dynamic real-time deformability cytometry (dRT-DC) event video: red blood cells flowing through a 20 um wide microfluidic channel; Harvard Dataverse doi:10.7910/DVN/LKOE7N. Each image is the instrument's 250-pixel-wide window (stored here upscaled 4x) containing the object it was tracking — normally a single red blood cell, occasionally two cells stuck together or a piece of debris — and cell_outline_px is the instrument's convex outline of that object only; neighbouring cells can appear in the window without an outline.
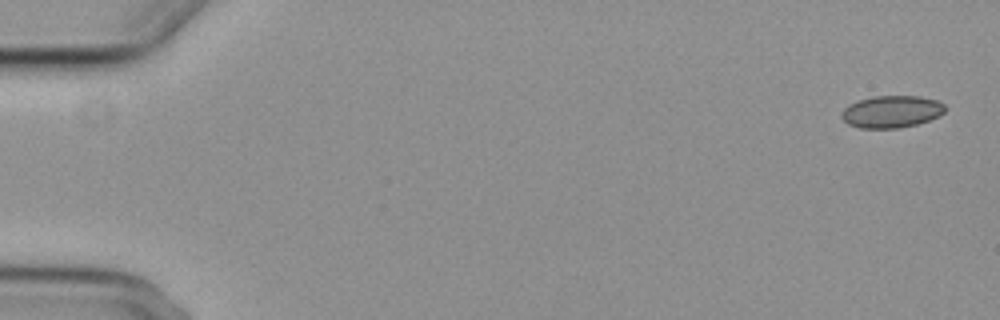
{"species": "common noctule bat (a hibernating species)", "species_latin": "Nyctalus noctula", "temperature_condition": "cold", "stored_images_in_passage": 6, "camera_frame_rate_fps": 3000, "um_per_image_px": 0.085, "animal": {"sex": "female", "body_mass_g": 29.2, "forearm_length_mm": 56.3}, "frame": {"image": 1, "passage_image": 1, "time_ms": 0.0, "image_size_px": [1000, 320], "cell_outline_px": [[948, 108], [940, 116], [916, 124], [900, 128], [860, 128], [848, 124], [840, 116], [840, 112], [848, 104], [872, 96], [920, 96], [936, 100], [944, 104]], "centroid_in_image_um": [75.78, 9.49], "position_along_channel_um": 9.2, "area_um2": 19.54}}
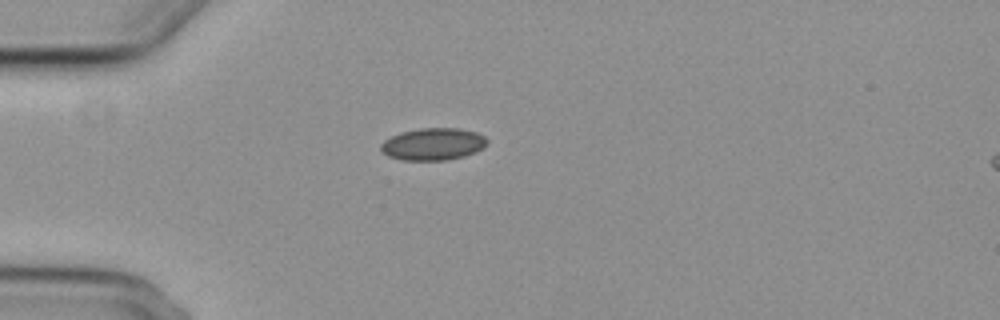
{"frame": {"image": 2, "passage_image": 5, "time_ms": 4.667, "image_size_px": [1000, 320], "cell_outline_px": [[488, 144], [484, 148], [476, 152], [464, 156], [448, 160], [400, 160], [388, 156], [380, 152], [380, 144], [384, 140], [400, 132], [420, 128], [460, 128], [476, 132], [484, 136], [488, 140]], "centroid_in_image_um": [36.81, 12.25], "position_along_channel_um": 48.2, "area_um2": 20.23}}
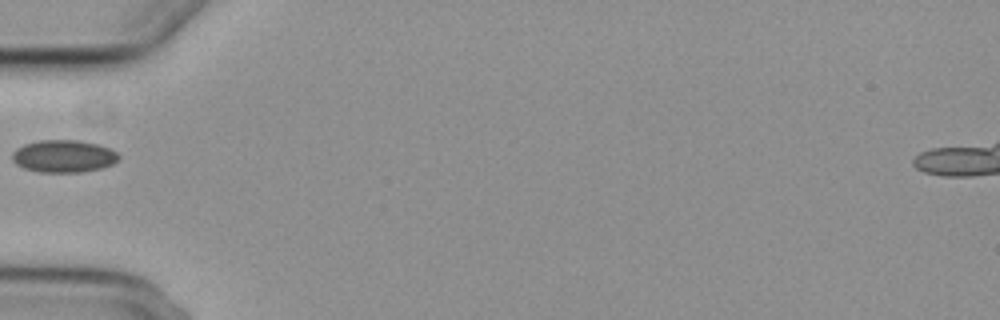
{"frame": {"image": 3, "passage_image": 6, "time_ms": 6.0, "image_size_px": [1000, 320], "cell_outline_px": [[120, 160], [112, 164], [100, 168], [80, 172], [40, 172], [24, 168], [16, 164], [12, 160], [12, 152], [16, 148], [24, 144], [40, 140], [80, 140], [100, 144], [116, 152], [120, 156]], "centroid_in_image_um": [5.41, 13.27], "position_along_channel_um": 79.6, "area_um2": 20.23}}